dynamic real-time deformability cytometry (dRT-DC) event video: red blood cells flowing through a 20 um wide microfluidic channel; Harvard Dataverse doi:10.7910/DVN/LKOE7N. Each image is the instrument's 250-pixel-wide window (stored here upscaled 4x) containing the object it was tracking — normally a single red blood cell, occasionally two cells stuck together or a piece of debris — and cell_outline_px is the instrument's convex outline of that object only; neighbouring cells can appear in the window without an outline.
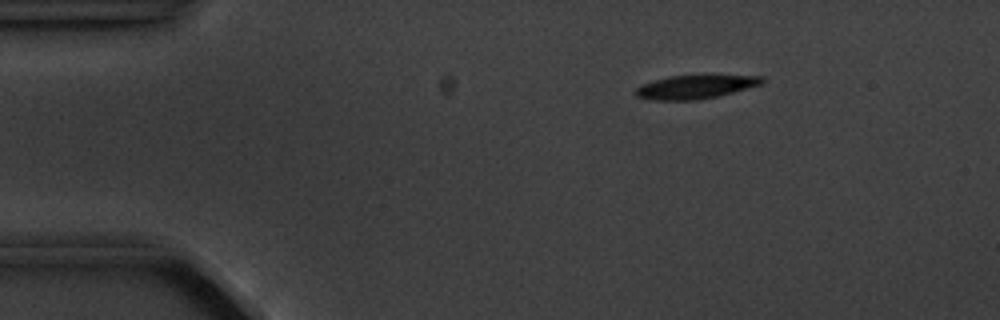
{"species": "common noctule bat (a hibernating species)", "species_latin": "Nyctalus noctula", "temperature_condition": "cold", "stored_images_in_passage": 5, "camera_frame_rate_fps": 3000, "um_per_image_px": 0.085, "animal": {"sex": "male", "body_mass_g": 20.1, "forearm_length_mm": 53.5}, "frame": {"image": 1, "passage_image": 3, "time_ms": 2.333, "image_size_px": [1000, 320], "cell_outline_px": [[764, 84], [716, 96], [696, 100], [656, 100], [636, 96], [636, 88], [640, 84], [668, 76], [704, 72], [764, 76]], "centroid_in_image_um": [59.2, 7.31], "position_along_channel_um": 25.8, "area_um2": 18.44}}